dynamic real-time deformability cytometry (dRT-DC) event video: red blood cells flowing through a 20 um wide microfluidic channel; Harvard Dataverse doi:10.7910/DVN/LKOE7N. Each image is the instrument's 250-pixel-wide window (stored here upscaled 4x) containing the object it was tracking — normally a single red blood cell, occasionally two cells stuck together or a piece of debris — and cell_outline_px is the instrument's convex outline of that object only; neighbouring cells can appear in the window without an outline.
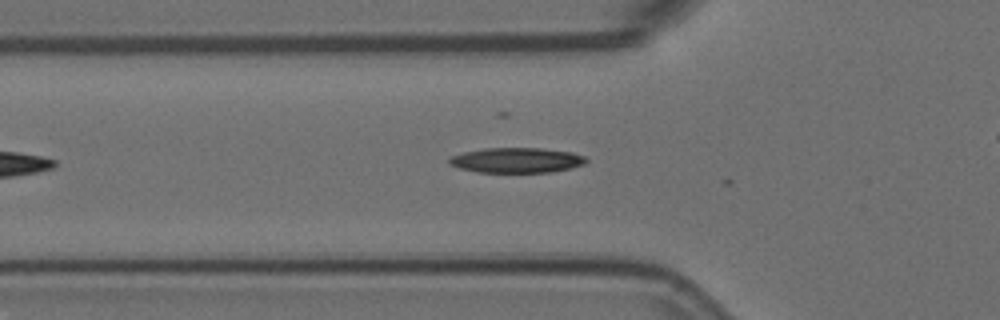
{"species": "Egyptian fruit bat (a non-hibernating species)", "species_latin": "Rousettus aegyptiacus", "temperature_condition": "room temperature", "stored_images_in_passage": 6, "camera_frame_rate_fps": 3000, "um_per_image_px": 0.085, "animal": {"sex": "female"}, "frame": {"image": 1, "passage_image": 4, "time_ms": 1.0, "image_size_px": [1000, 320], "cell_outline_px": [[588, 160], [584, 164], [552, 172], [476, 172], [460, 168], [448, 164], [448, 160], [452, 156], [464, 152], [484, 148], [544, 148], [572, 152], [584, 156]], "centroid_in_image_um": [43.9, 13.61], "position_along_channel_um": 81.9, "area_um2": 20.0}}